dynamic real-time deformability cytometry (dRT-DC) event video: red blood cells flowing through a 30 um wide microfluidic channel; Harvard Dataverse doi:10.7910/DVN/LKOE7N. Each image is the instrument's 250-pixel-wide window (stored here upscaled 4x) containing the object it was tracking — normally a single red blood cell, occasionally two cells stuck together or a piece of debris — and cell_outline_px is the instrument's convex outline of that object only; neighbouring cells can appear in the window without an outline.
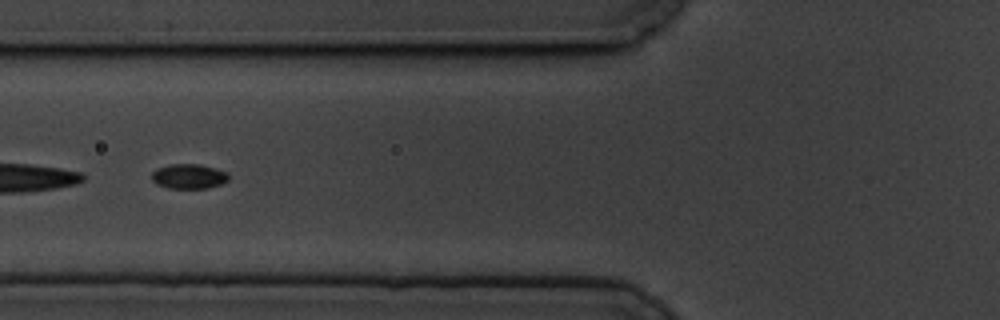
{"species": "common noctule bat (a hibernating species)", "species_latin": "Nyctalus noctula", "temperature_condition": "cold", "stored_images_in_passage": 60, "segment_of_instrument_passage": [2, 2], "camera_frame_rate_fps": 3000, "um_per_image_px": 0.085, "animal": {"sex": "male", "body_mass_g": 19.5, "forearm_length_mm": 54.6}, "frame": {"image": 1, "passage_image": 24, "time_ms": 7.667, "image_size_px": [1000, 320], "cell_outline_px": [[228, 180], [220, 184], [208, 188], [168, 188], [156, 184], [152, 180], [152, 172], [156, 168], [172, 164], [200, 164], [216, 168], [228, 172]], "centroid_in_image_um": [16.04, 14.98], "position_along_channel_um": 109.8, "area_um2": 11.16}}
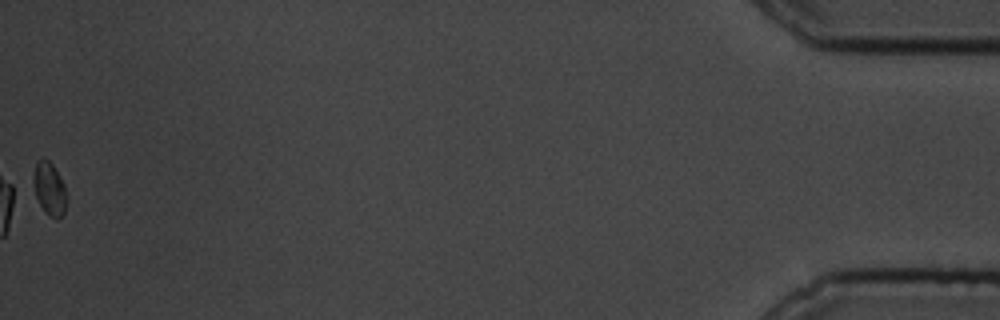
{"frame": {"image": 2, "passage_image": 60, "time_ms": 19.667, "image_size_px": [1000, 320], "cell_outline_px": [[68, 196], [64, 212], [56, 220], [48, 216], [40, 204], [36, 196], [32, 180], [36, 160], [40, 156], [44, 156], [52, 164], [60, 176], [64, 184]], "centroid_in_image_um": [4.2, 16.0], "position_along_channel_um": 431.0, "area_um2": 10.58}}